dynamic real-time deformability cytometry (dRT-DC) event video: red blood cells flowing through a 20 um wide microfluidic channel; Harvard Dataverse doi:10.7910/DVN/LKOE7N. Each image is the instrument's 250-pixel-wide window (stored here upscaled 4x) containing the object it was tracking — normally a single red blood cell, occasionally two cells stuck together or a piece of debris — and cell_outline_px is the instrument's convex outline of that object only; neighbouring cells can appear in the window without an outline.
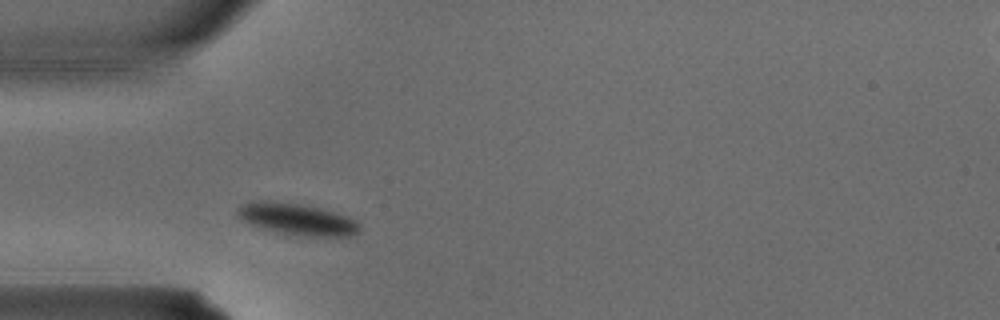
{"species": "common noctule bat (a hibernating species)", "species_latin": "Nyctalus noctula", "temperature_condition": "warm", "stored_images_in_passage": 1, "camera_frame_rate_fps": 3000, "um_per_image_px": 0.085, "animal": {"sex": "male", "body_mass_g": 15.6}, "frame": {"image": 1, "passage_image": 1, "time_ms": 0.0, "image_size_px": [1000, 320], "cell_outline_px": [[360, 228], [356, 232], [348, 236], [300, 236], [276, 232], [248, 224], [240, 220], [236, 216], [236, 208], [240, 204], [256, 200], [272, 200], [300, 204], [348, 216], [356, 220], [360, 224]], "centroid_in_image_um": [25.14, 18.62], "position_along_channel_um": 59.9, "area_um2": 22.72}}